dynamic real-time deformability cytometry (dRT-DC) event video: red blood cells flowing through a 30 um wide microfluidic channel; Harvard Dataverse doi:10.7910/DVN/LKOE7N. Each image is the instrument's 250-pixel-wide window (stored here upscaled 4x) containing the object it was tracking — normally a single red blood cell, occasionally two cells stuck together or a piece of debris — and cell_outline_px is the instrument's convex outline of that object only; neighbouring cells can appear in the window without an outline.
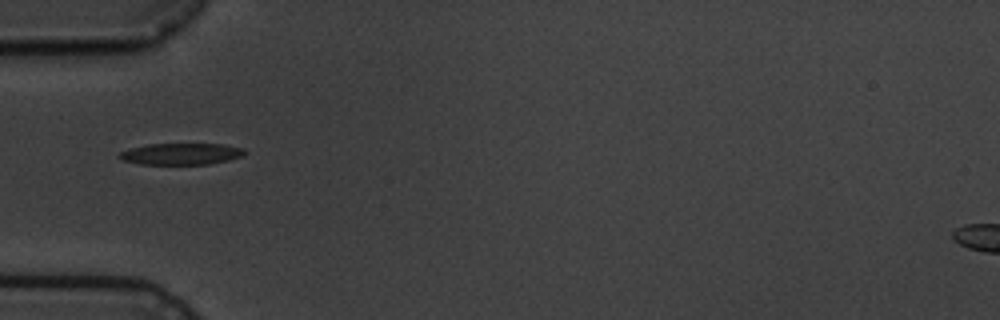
{"species": "common noctule bat (a hibernating species)", "species_latin": "Nyctalus noctula", "temperature_condition": "cold", "stored_images_in_passage": 10, "segment_of_instrument_passage": [2, 2], "camera_frame_rate_fps": 3000, "um_per_image_px": 0.085, "animal": {"sex": "male", "body_mass_g": 19.5, "forearm_length_mm": 54.6}, "frame": {"image": 1, "passage_image": 5, "time_ms": 4.667, "image_size_px": [1000, 320], "cell_outline_px": [[248, 152], [244, 156], [228, 160], [208, 164], [140, 164], [124, 160], [116, 156], [120, 152], [132, 148], [148, 144], [224, 144], [244, 148]], "centroid_in_image_um": [15.45, 13.08], "position_along_channel_um": 69.5, "area_um2": 15.72}}
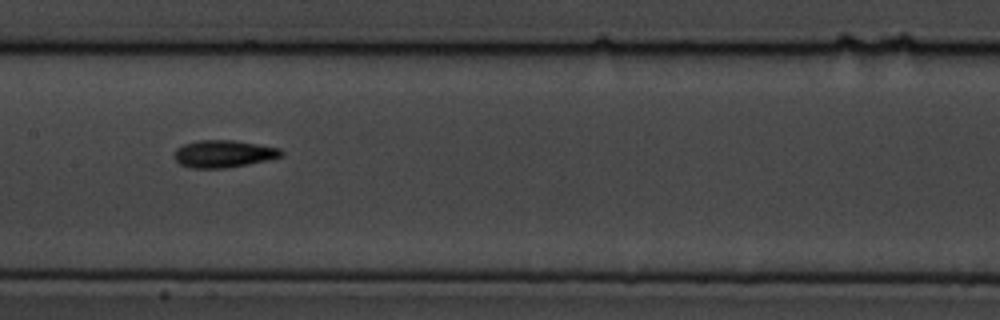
{"frame": {"image": 2, "passage_image": 8, "time_ms": 8.0, "image_size_px": [1000, 320], "cell_outline_px": [[284, 156], [248, 164], [224, 168], [192, 168], [180, 164], [176, 160], [176, 148], [184, 144], [200, 140], [236, 140], [280, 148], [284, 152]], "centroid_in_image_um": [19.04, 13.07], "position_along_channel_um": 188.4, "area_um2": 16.94}}
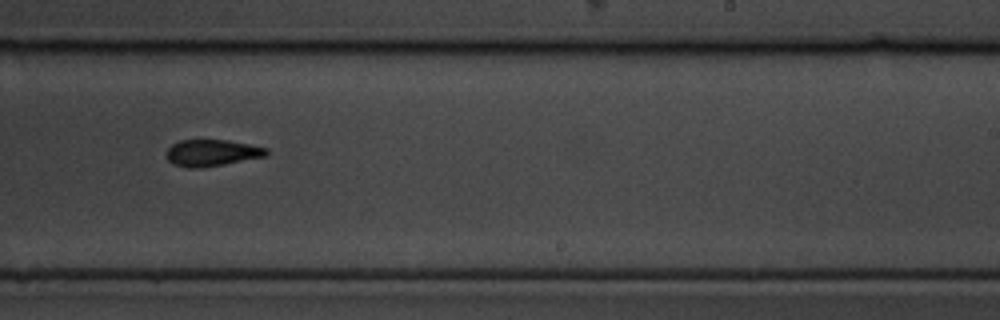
{"frame": {"image": 3, "passage_image": 10, "time_ms": 10.333, "image_size_px": [1000, 320], "cell_outline_px": [[268, 156], [224, 164], [200, 168], [188, 168], [172, 164], [168, 160], [168, 148], [172, 144], [180, 140], [228, 140], [268, 148]], "centroid_in_image_um": [18.03, 12.99], "position_along_channel_um": 271.0, "area_um2": 15.49}}